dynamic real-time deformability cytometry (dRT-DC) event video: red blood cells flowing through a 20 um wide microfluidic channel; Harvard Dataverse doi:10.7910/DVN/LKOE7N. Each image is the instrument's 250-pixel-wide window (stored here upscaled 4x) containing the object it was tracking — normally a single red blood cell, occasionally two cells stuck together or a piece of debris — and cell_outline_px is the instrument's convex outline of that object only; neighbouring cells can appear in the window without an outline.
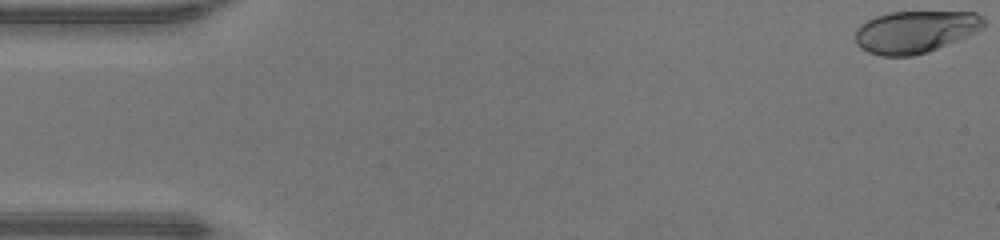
{"species": "human", "species_latin": "Homo sapiens", "temperature_condition": "warm", "stored_images_in_passage": 48, "camera_frame_rate_fps": 3000, "um_per_image_px": 0.085, "donor": {"sex": "male"}, "frame": {"image": 1, "passage_image": 1, "time_ms": 0.0, "image_size_px": [1000, 240], "cell_outline_px": [[984, 28], [976, 32], [928, 52], [912, 56], [880, 56], [868, 52], [860, 48], [856, 44], [856, 28], [860, 24], [876, 16], [888, 12], [976, 12], [984, 16]], "centroid_in_image_um": [77.79, 2.7], "position_along_channel_um": 7.2, "area_um2": 31.67}}
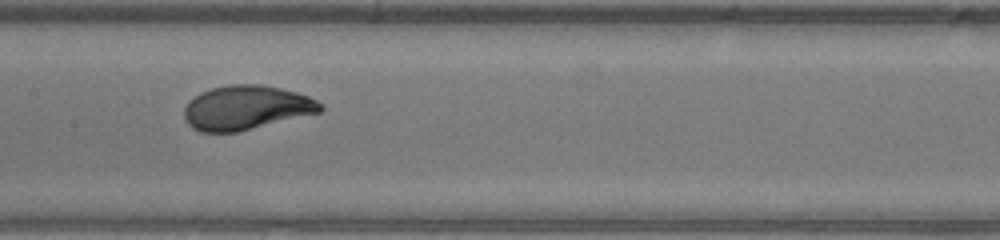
{"frame": {"image": 2, "passage_image": 24, "time_ms": 7.667, "image_size_px": [1000, 240], "cell_outline_px": [[324, 108], [320, 112], [236, 132], [200, 132], [192, 128], [184, 120], [184, 108], [188, 100], [200, 92], [212, 88], [228, 84], [260, 84], [280, 88], [296, 92], [308, 96], [324, 104]], "centroid_in_image_um": [20.9, 9.14], "position_along_channel_um": 186.5, "area_um2": 35.2}}
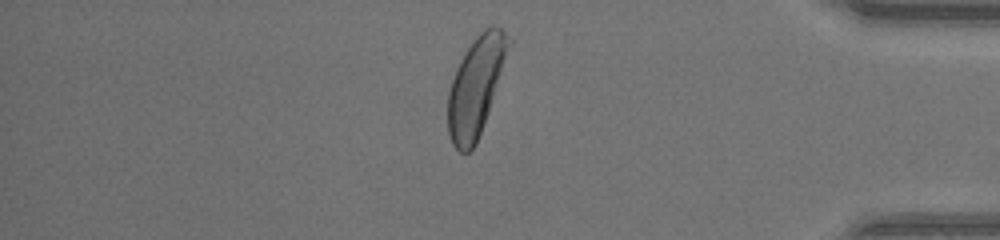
{"frame": {"image": 3, "passage_image": 41, "time_ms": 13.333, "image_size_px": [1000, 240], "cell_outline_px": [[512, 44], [488, 112], [476, 144], [468, 152], [460, 152], [452, 144], [448, 132], [448, 92], [456, 68], [460, 60], [472, 40], [484, 28], [492, 24], [500, 28], [512, 40]], "centroid_in_image_um": [40.46, 7.3], "position_along_channel_um": 394.7, "area_um2": 34.8}, "authors_computed_cell_mechanics": {"area_um2": 34.5066, "velocity_mm_per_s": 4.2925, "shape_relaxation_time_tau1_ms": 3.0137, "shape_relaxation_time_tau2_ms": null, "deformation_change_tau1": 0.1969, "deformation_change_tau2": null}}